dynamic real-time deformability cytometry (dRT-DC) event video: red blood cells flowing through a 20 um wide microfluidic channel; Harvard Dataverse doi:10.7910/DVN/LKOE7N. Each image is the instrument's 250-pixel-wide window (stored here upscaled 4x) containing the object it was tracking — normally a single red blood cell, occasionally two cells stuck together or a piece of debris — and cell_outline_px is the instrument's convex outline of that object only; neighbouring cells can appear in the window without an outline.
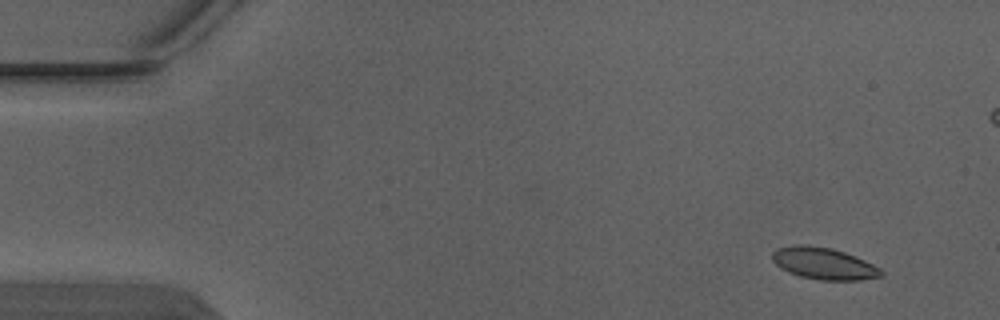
{"species": "Egyptian fruit bat (a non-hibernating species)", "species_latin": "Rousettus aegyptiacus", "temperature_condition": "warm", "stored_images_in_passage": 5, "camera_frame_rate_fps": 3000, "um_per_image_px": 0.085, "animal": {"sex": "male"}, "frame": {"image": 1, "passage_image": 1, "time_ms": 0.0, "image_size_px": [1000, 320], "cell_outline_px": [[884, 272], [880, 276], [860, 280], [820, 280], [800, 276], [788, 272], [780, 268], [772, 260], [772, 252], [776, 248], [792, 244], [808, 244], [832, 248], [856, 256], [880, 268]], "centroid_in_image_um": [69.97, 22.38], "position_along_channel_um": 15.0, "area_um2": 20.35}}